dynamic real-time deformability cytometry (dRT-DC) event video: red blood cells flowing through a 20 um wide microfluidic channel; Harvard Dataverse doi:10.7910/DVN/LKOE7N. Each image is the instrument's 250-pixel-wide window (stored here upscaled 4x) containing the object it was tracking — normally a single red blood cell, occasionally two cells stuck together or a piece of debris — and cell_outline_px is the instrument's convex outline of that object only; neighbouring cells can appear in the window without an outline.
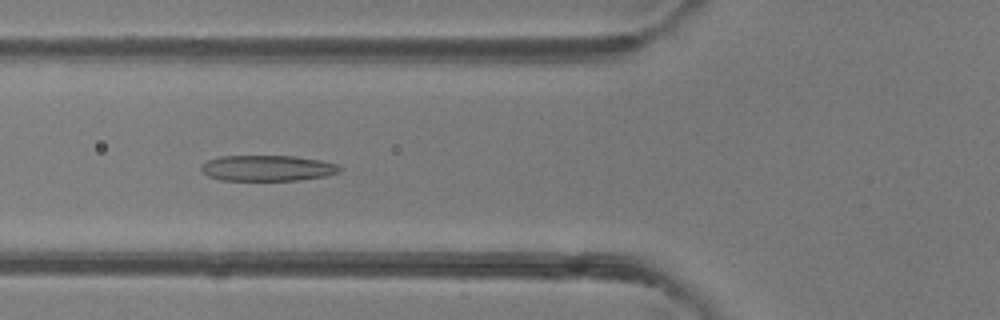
{"species": "common noctule bat (a hibernating species)", "species_latin": "Nyctalus noctula", "temperature_condition": "room temperature", "stored_images_in_passage": 34, "camera_frame_rate_fps": 3000, "um_per_image_px": 0.085, "animal": {"sex": "female"}, "frame": {"image": 1, "passage_image": 3, "time_ms": 0.667, "image_size_px": [1000, 320], "cell_outline_px": [[344, 168], [340, 172], [324, 176], [300, 180], [220, 180], [208, 176], [200, 168], [208, 160], [220, 156], [296, 156], [320, 160], [340, 164]], "centroid_in_image_um": [22.8, 14.29], "position_along_channel_um": 103.0, "area_um2": 20.87}}
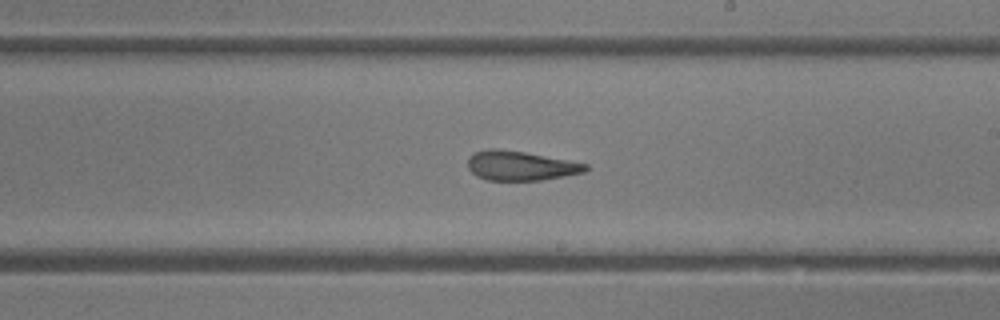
{"frame": {"image": 2, "passage_image": 13, "time_ms": 4.0, "image_size_px": [1000, 320], "cell_outline_px": [[588, 168], [584, 172], [564, 176], [540, 180], [488, 180], [476, 176], [468, 168], [468, 156], [476, 152], [488, 148], [496, 148], [524, 152], [588, 164]], "centroid_in_image_um": [44.21, 14.08], "position_along_channel_um": 244.8, "area_um2": 20.06}}
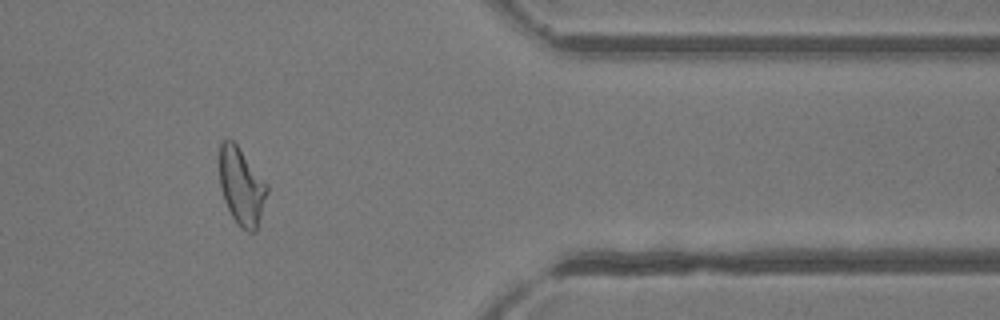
{"frame": {"image": 3, "passage_image": 25, "time_ms": 8.0, "image_size_px": [1000, 320], "cell_outline_px": [[268, 192], [256, 228], [252, 232], [248, 232], [240, 228], [236, 224], [224, 200], [220, 188], [220, 140], [228, 136], [236, 144], [268, 184]], "centroid_in_image_um": [20.51, 15.81], "position_along_channel_um": 390.9, "area_um2": 21.39}}